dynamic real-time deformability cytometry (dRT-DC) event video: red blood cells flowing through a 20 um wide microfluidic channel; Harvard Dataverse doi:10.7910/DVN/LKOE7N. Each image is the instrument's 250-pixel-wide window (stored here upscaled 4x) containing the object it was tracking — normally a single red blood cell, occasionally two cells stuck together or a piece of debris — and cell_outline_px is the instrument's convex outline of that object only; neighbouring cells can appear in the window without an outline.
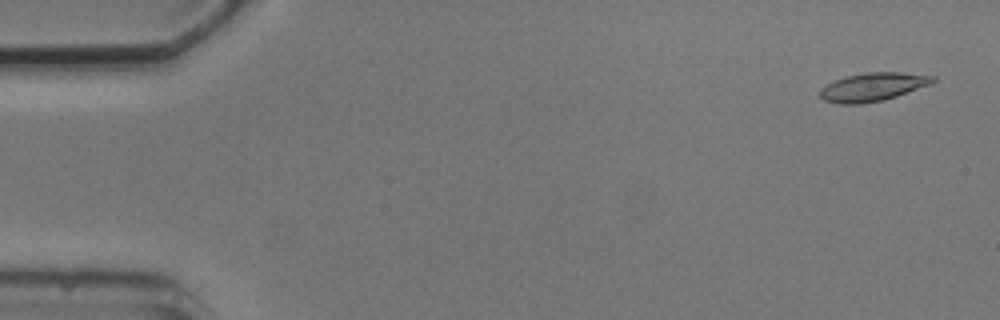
{"species": "common noctule bat (a hibernating species)", "species_latin": "Nyctalus noctula", "temperature_condition": "cold", "stored_images_in_passage": 4, "camera_frame_rate_fps": 3000, "um_per_image_px": 0.085, "animal": {"sex": "male", "body_mass_g": 20.5, "forearm_length_mm": 52.5}, "frame": {"image": 1, "passage_image": 1, "time_ms": 0.0, "image_size_px": [1000, 320], "cell_outline_px": [[936, 80], [932, 84], [884, 100], [860, 104], [836, 104], [824, 100], [820, 96], [820, 92], [828, 84], [836, 80], [848, 76], [868, 72], [900, 72], [936, 76]], "centroid_in_image_um": [74.24, 7.39], "position_along_channel_um": 10.8, "area_um2": 18.5}}
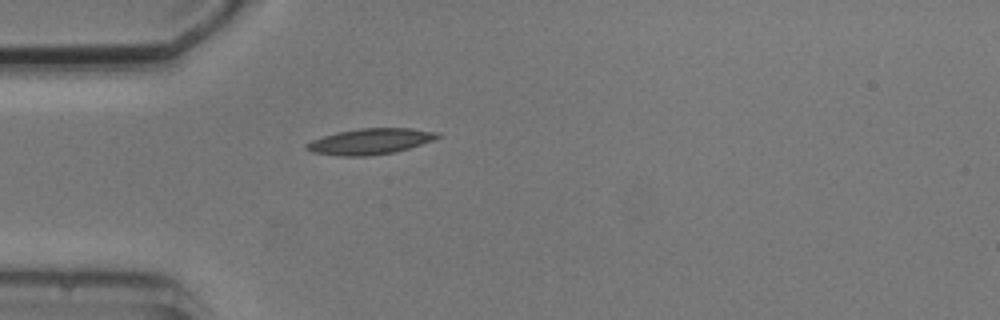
{"frame": {"image": 2, "passage_image": 4, "time_ms": 4.333, "image_size_px": [1000, 320], "cell_outline_px": [[444, 136], [396, 152], [368, 156], [340, 156], [312, 152], [304, 148], [304, 144], [312, 140], [324, 136], [340, 132], [360, 128], [412, 128], [440, 132]], "centroid_in_image_um": [31.49, 12.02], "position_along_channel_um": 53.5, "area_um2": 19.77}}